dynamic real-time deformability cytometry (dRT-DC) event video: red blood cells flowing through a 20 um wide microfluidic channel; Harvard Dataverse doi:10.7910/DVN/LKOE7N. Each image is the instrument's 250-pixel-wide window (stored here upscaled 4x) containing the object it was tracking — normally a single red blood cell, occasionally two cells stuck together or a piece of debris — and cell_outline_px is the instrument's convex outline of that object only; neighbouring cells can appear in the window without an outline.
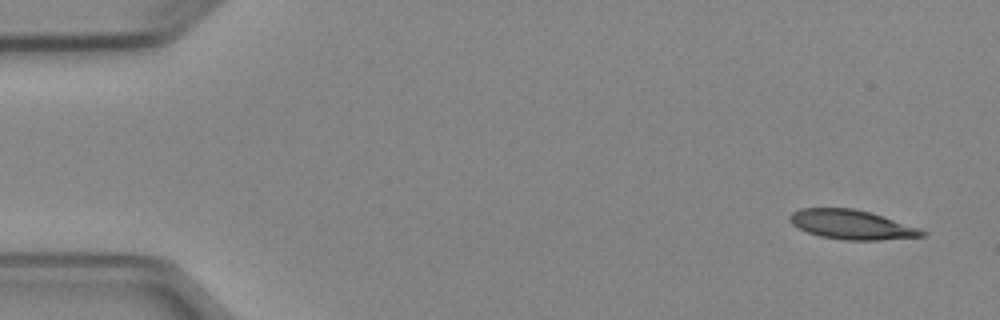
{"species": "Egyptian fruit bat (a non-hibernating species)", "species_latin": "Rousettus aegyptiacus", "temperature_condition": "cold", "stored_images_in_passage": 5, "camera_frame_rate_fps": 3000, "um_per_image_px": 0.085, "animal": {"sex": "female"}, "frame": {"image": 1, "passage_image": 1, "time_ms": 0.0, "image_size_px": [1000, 320], "cell_outline_px": [[928, 236], [880, 240], [844, 240], [820, 236], [808, 232], [792, 224], [788, 220], [788, 216], [792, 212], [800, 208], [852, 208], [872, 212], [920, 228], [928, 232]], "centroid_in_image_um": [72.43, 19.09], "position_along_channel_um": 12.6, "area_um2": 22.89}}
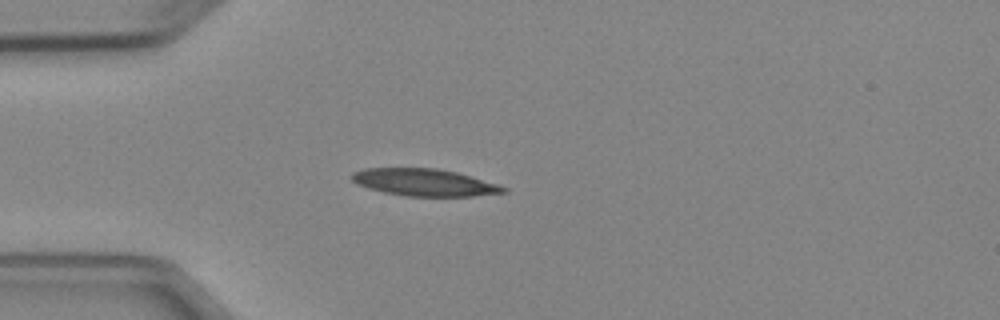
{"frame": {"image": 2, "passage_image": 4, "time_ms": 3.667, "image_size_px": [1000, 320], "cell_outline_px": [[508, 192], [472, 196], [408, 196], [384, 192], [368, 188], [356, 184], [352, 180], [352, 172], [364, 168], [436, 168], [456, 172], [500, 184], [508, 188]], "centroid_in_image_um": [36.09, 15.5], "position_along_channel_um": 48.9, "area_um2": 24.04}}